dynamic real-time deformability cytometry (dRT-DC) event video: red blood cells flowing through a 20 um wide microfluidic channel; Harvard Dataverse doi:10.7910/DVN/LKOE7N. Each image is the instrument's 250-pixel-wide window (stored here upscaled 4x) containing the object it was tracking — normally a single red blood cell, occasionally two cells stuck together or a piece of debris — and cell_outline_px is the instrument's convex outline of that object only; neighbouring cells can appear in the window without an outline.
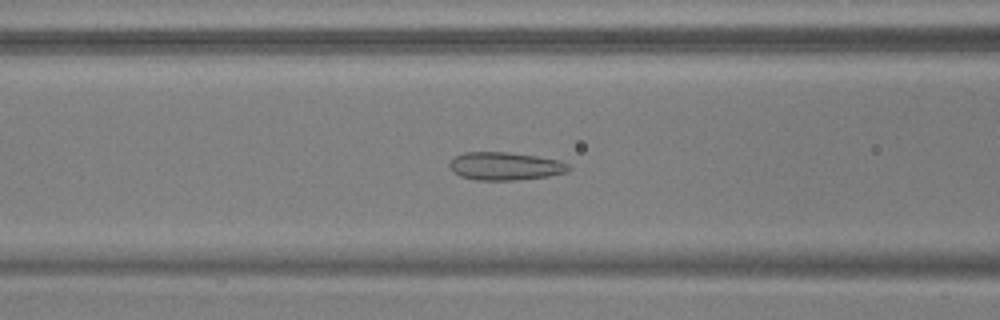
{"species": "common noctule bat (a hibernating species)", "species_latin": "Nyctalus noctula", "temperature_condition": "warm", "stored_images_in_passage": 55, "camera_frame_rate_fps": 3000, "um_per_image_px": 0.085, "animal": {"sex": "male", "body_mass_g": 17.9, "forearm_length_mm": 54.2}, "frame": {"image": 1, "passage_image": 23, "time_ms": 7.333, "image_size_px": [1000, 320], "cell_outline_px": [[572, 168], [568, 172], [548, 176], [516, 180], [476, 180], [460, 176], [452, 172], [448, 164], [456, 156], [464, 152], [508, 152], [536, 156], [560, 160], [568, 164]], "centroid_in_image_um": [42.95, 14.12], "position_along_channel_um": 123.7, "area_um2": 19.54}}
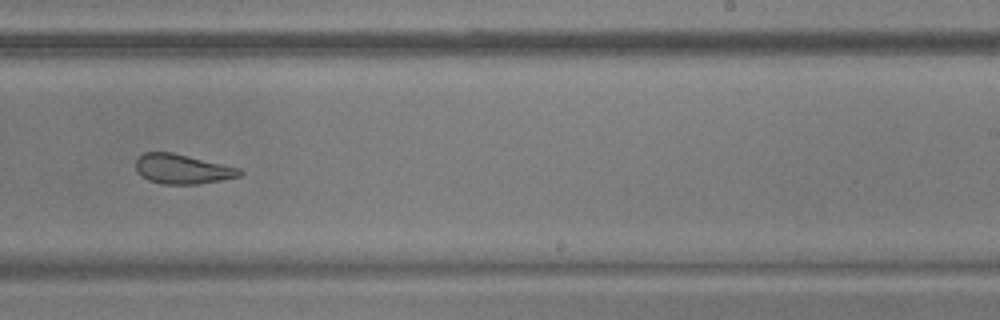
{"frame": {"image": 2, "passage_image": 35, "time_ms": 11.333, "image_size_px": [1000, 320], "cell_outline_px": [[244, 172], [240, 176], [220, 180], [196, 184], [164, 184], [148, 180], [136, 172], [136, 160], [144, 152], [172, 152], [240, 168]], "centroid_in_image_um": [15.49, 14.36], "position_along_channel_um": 273.5, "area_um2": 17.86}}
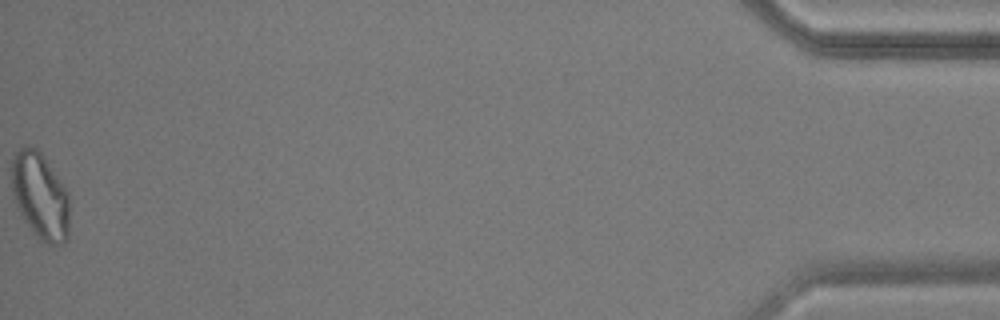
{"frame": {"image": 3, "passage_image": 55, "time_ms": 18.0, "image_size_px": [1000, 320], "cell_outline_px": [[68, 240], [60, 244], [48, 244], [40, 240], [32, 232], [24, 220], [16, 204], [12, 192], [12, 156], [20, 148], [28, 144], [36, 148], [44, 156], [68, 192]], "centroid_in_image_um": [3.41, 16.65], "position_along_channel_um": 431.8, "area_um2": 29.19}, "authors_computed_cell_mechanics": {"area_um2": 22.3686, "velocity_mm_per_s": 3.7484, "shape_relaxation_time_tau1_ms": null, "shape_relaxation_time_tau2_ms": 1.1816, "deformation_change_tau1": null, "deformation_change_tau2": 0.0769}}